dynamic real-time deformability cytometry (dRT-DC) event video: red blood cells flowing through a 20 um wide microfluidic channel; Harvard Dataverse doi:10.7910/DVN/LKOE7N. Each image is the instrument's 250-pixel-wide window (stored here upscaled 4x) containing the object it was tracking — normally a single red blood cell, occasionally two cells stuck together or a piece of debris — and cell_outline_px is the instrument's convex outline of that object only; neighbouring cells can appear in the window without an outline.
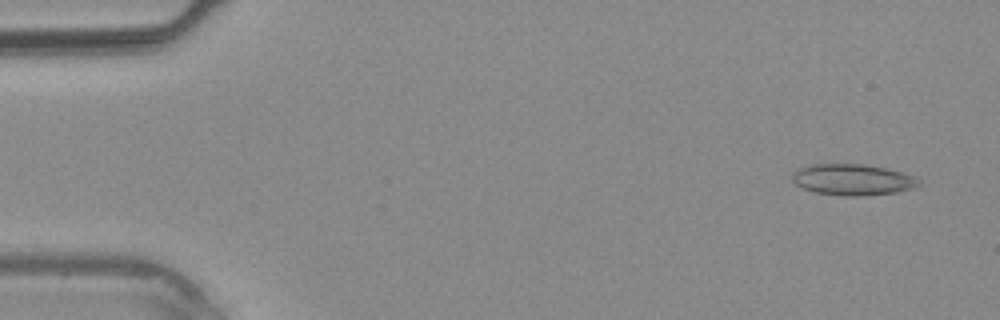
{"species": "common noctule bat (a hibernating species)", "species_latin": "Nyctalus noctula", "temperature_condition": "warm", "stored_images_in_passage": 37, "camera_frame_rate_fps": 3000, "um_per_image_px": 0.085, "animal": {"sex": "male", "body_mass_g": 20.4}, "frame": {"image": 1, "passage_image": 2, "time_ms": 0.333, "image_size_px": [1000, 320], "cell_outline_px": [[920, 184], [916, 188], [896, 192], [864, 196], [844, 196], [816, 192], [804, 188], [796, 184], [792, 180], [792, 172], [796, 168], [808, 164], [864, 164], [888, 168], [912, 176], [920, 180]], "centroid_in_image_um": [72.46, 15.26], "position_along_channel_um": 12.5, "area_um2": 23.18}}
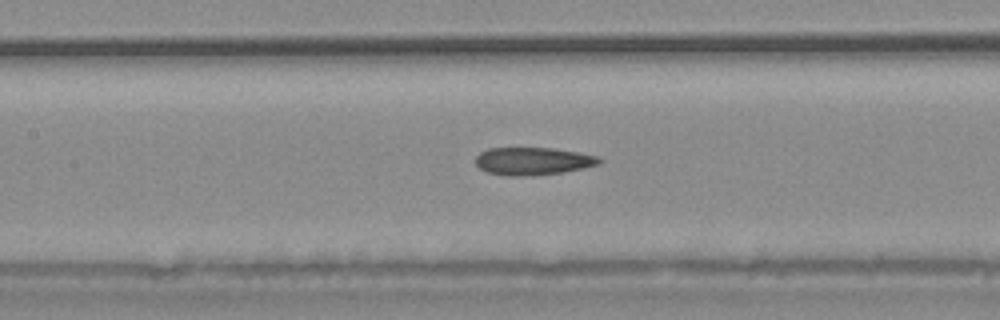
{"frame": {"image": 2, "passage_image": 17, "time_ms": 5.333, "image_size_px": [1000, 320], "cell_outline_px": [[604, 160], [600, 164], [584, 168], [564, 172], [532, 176], [504, 176], [488, 172], [480, 168], [476, 164], [476, 156], [480, 152], [488, 148], [552, 148], [580, 152], [596, 156]], "centroid_in_image_um": [45.32, 13.7], "position_along_channel_um": 162.1, "area_um2": 20.17}}
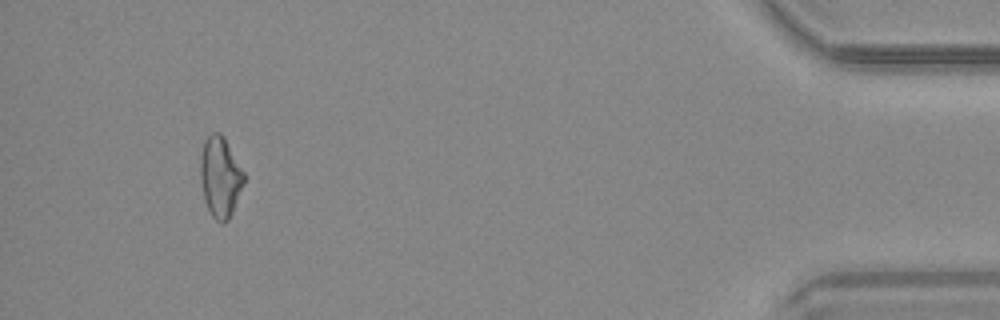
{"frame": {"image": 3, "passage_image": 35, "time_ms": 11.333, "image_size_px": [1000, 320], "cell_outline_px": [[244, 184], [232, 212], [228, 220], [224, 224], [220, 224], [212, 216], [204, 200], [200, 176], [200, 156], [204, 140], [212, 132], [220, 132], [224, 136], [244, 172]], "centroid_in_image_um": [18.71, 15.03], "position_along_channel_um": 416.5, "area_um2": 20.58}}